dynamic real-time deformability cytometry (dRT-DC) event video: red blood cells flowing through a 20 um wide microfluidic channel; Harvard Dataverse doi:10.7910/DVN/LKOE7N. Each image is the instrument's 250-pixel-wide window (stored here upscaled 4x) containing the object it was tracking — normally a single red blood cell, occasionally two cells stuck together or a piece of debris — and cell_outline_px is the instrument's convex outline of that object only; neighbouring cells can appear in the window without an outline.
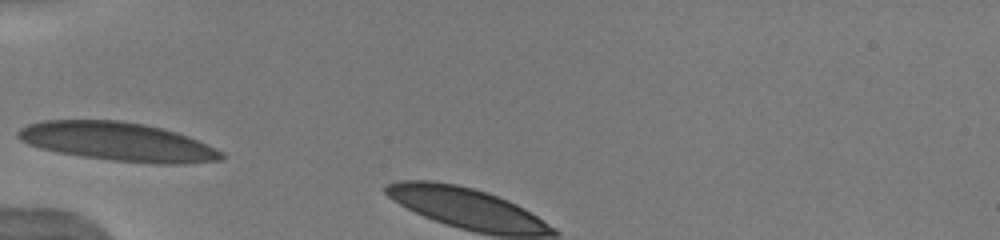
{"species": "human", "species_latin": "Homo sapiens", "temperature_condition": "warm", "stored_images_in_passage": 3, "camera_frame_rate_fps": 3000, "um_per_image_px": 0.085, "donor": {"sex": "male"}, "frame": {"image": 1, "passage_image": 1, "time_ms": 0.0, "image_size_px": [1000, 240], "cell_outline_px": [[224, 156], [220, 160], [184, 164], [156, 164], [112, 160], [56, 152], [40, 148], [28, 144], [20, 140], [16, 136], [16, 132], [20, 128], [28, 124], [44, 120], [120, 120], [144, 124], [176, 132], [188, 136], [216, 148], [224, 152]], "centroid_in_image_um": [10.0, 12.04], "position_along_channel_um": 75.0, "area_um2": 45.89}}